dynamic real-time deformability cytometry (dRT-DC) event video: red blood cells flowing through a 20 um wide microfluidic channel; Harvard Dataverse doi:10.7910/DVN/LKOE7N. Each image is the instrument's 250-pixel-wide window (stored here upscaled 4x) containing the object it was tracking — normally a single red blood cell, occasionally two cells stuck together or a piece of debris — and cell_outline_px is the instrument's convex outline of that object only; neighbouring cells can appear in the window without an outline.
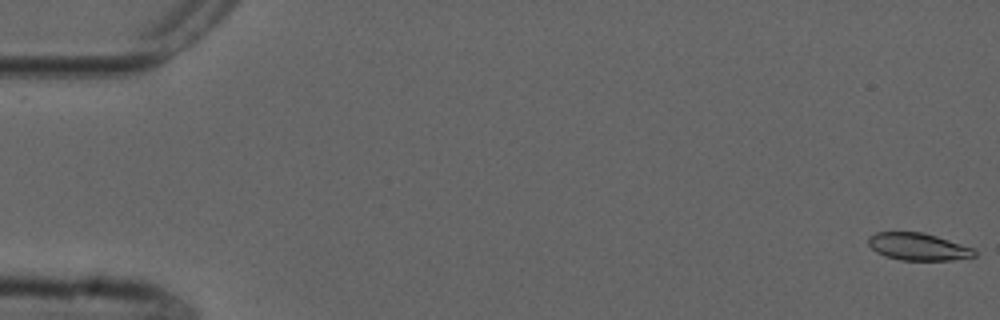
{"species": "common noctule bat (a hibernating species)", "species_latin": "Nyctalus noctula", "temperature_condition": "cold", "stored_images_in_passage": 55, "camera_frame_rate_fps": 3000, "um_per_image_px": 0.085, "animal": {"sex": "male", "forearm_length_mm": 52.5}, "frame": {"image": 1, "passage_image": 1, "time_ms": 0.0, "image_size_px": [1000, 320], "cell_outline_px": [[976, 256], [952, 260], [900, 260], [884, 256], [876, 252], [868, 244], [868, 236], [876, 232], [924, 232], [972, 248], [976, 252]], "centroid_in_image_um": [78.0, 20.97], "position_along_channel_um": 7.0, "area_um2": 16.82}}
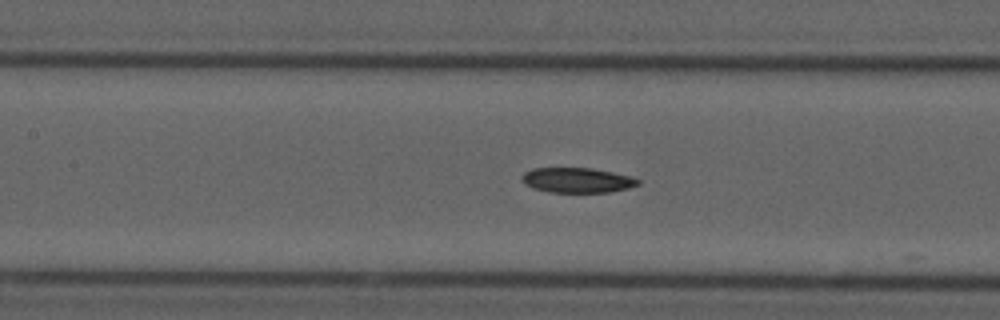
{"frame": {"image": 2, "passage_image": 25, "time_ms": 8.0, "image_size_px": [1000, 320], "cell_outline_px": [[640, 184], [628, 188], [612, 192], [552, 192], [532, 188], [520, 176], [524, 172], [532, 168], [592, 168], [632, 176], [640, 180]], "centroid_in_image_um": [49.1, 15.31], "position_along_channel_um": 158.3, "area_um2": 16.88}}
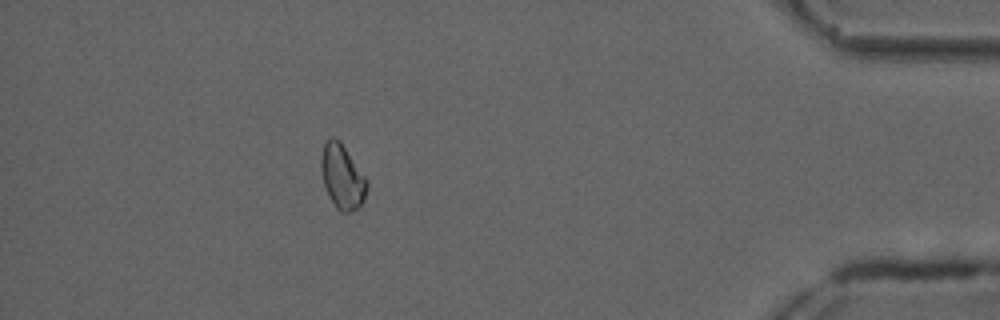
{"frame": {"image": 3, "passage_image": 49, "time_ms": 16.0, "image_size_px": [1000, 320], "cell_outline_px": [[368, 188], [364, 200], [360, 208], [348, 212], [340, 212], [336, 208], [328, 196], [320, 172], [320, 156], [324, 144], [332, 136], [340, 140], [364, 176], [368, 184]], "centroid_in_image_um": [29.07, 15.04], "position_along_channel_um": 406.1, "area_um2": 17.34}}